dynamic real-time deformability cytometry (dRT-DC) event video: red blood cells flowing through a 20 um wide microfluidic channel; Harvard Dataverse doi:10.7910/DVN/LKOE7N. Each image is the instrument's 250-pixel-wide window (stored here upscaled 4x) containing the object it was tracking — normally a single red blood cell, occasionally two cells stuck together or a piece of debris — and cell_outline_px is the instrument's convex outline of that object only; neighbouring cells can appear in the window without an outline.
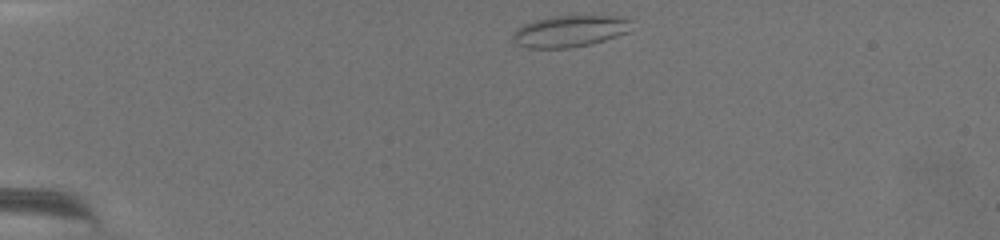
{"species": "common noctule bat (a hibernating species)", "species_latin": "Nyctalus noctula", "temperature_condition": "warm", "stored_images_in_passage": 46, "camera_frame_rate_fps": 3000, "um_per_image_px": 0.085, "animal": {"sex": "female", "body_mass_g": 19.5, "forearm_length_mm": 54.1}, "frame": {"image": 1, "passage_image": 1, "time_ms": 0.0, "image_size_px": [1000, 240], "cell_outline_px": [[632, 20], [628, 32], [604, 40], [572, 48], [528, 48], [516, 44], [512, 40], [512, 32], [516, 28], [524, 24], [548, 16], [624, 16]], "centroid_in_image_um": [48.4, 2.64], "position_along_channel_um": 36.6, "area_um2": 21.96}}
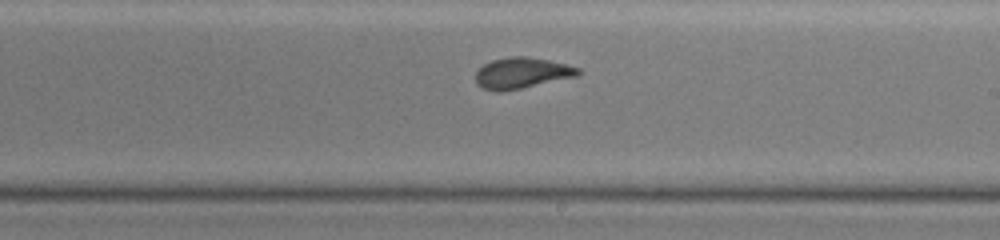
{"frame": {"image": 2, "passage_image": 29, "time_ms": 9.333, "image_size_px": [1000, 240], "cell_outline_px": [[584, 72], [576, 76], [520, 88], [500, 92], [496, 92], [484, 88], [476, 84], [476, 72], [484, 64], [492, 60], [512, 56], [528, 56], [548, 60], [580, 68]], "centroid_in_image_um": [44.35, 6.2], "position_along_channel_um": 244.7, "area_um2": 18.32}}
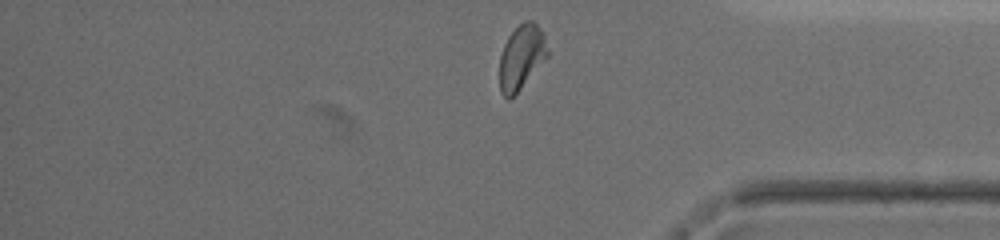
{"frame": {"image": 3, "passage_image": 45, "time_ms": 14.667, "image_size_px": [1000, 240], "cell_outline_px": [[548, 56], [520, 88], [508, 100], [500, 92], [500, 56], [504, 44], [508, 36], [524, 20], [532, 20], [544, 32], [548, 52]], "centroid_in_image_um": [44.32, 4.82], "position_along_channel_um": 390.9, "area_um2": 17.8}, "authors_computed_cell_mechanics": {"area_um2": 18.4671, "velocity_mm_per_s": 2.9386, "shape_relaxation_time_tau1_ms": 6.3158, "shape_relaxation_time_tau2_ms": 1.4548, "deformation_change_tau1": 0.1868, "deformation_change_tau2": 0.0821}}